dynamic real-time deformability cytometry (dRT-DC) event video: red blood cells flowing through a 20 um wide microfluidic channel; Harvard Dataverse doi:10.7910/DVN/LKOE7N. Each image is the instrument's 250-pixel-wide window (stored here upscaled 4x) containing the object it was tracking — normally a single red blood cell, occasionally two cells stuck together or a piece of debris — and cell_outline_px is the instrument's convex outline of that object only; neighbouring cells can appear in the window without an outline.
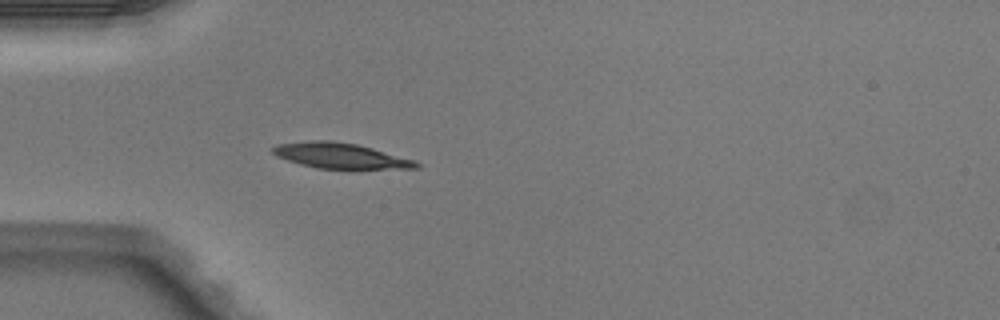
{"species": "Egyptian fruit bat (a non-hibernating species)", "species_latin": "Rousettus aegyptiacus", "temperature_condition": "warm", "stored_images_in_passage": 6, "camera_frame_rate_fps": 3000, "um_per_image_px": 0.085, "animal": {"sex": "male"}, "frame": {"image": 1, "passage_image": 6, "time_ms": 1.667, "image_size_px": [1000, 320], "cell_outline_px": [[420, 168], [316, 168], [300, 164], [276, 156], [268, 148], [276, 144], [312, 140], [332, 140], [356, 144], [372, 148], [412, 160], [420, 164]], "centroid_in_image_um": [28.82, 13.22], "position_along_channel_um": 56.2, "area_um2": 20.98}}